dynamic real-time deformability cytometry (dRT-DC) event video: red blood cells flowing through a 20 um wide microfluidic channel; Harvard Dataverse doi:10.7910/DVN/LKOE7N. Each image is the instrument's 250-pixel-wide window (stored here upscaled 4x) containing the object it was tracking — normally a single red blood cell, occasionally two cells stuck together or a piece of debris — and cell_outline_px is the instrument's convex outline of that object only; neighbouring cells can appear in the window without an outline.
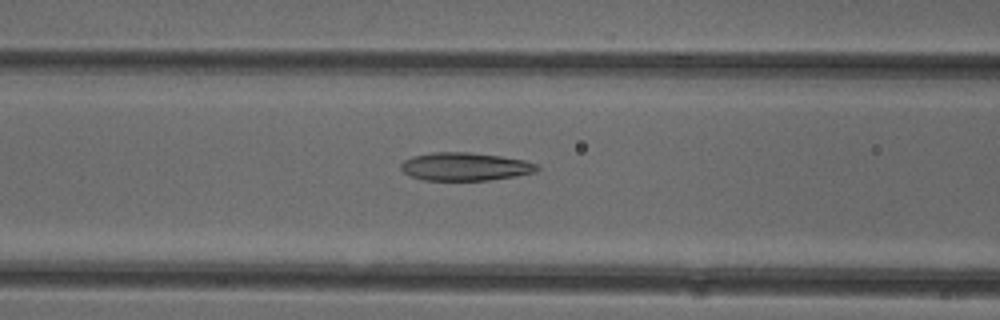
{"species": "common noctule bat (a hibernating species)", "species_latin": "Nyctalus noctula", "temperature_condition": "cold", "stored_images_in_passage": 47, "camera_frame_rate_fps": 3000, "um_per_image_px": 0.085, "animal": {"sex": "female"}, "frame": {"image": 1, "passage_image": 17, "time_ms": 5.333, "image_size_px": [1000, 320], "cell_outline_px": [[540, 168], [536, 172], [516, 176], [488, 180], [424, 180], [408, 176], [400, 168], [400, 164], [404, 160], [412, 156], [432, 152], [468, 152], [500, 156], [524, 160], [540, 164]], "centroid_in_image_um": [39.53, 14.16], "position_along_channel_um": 127.1, "area_um2": 22.48}}
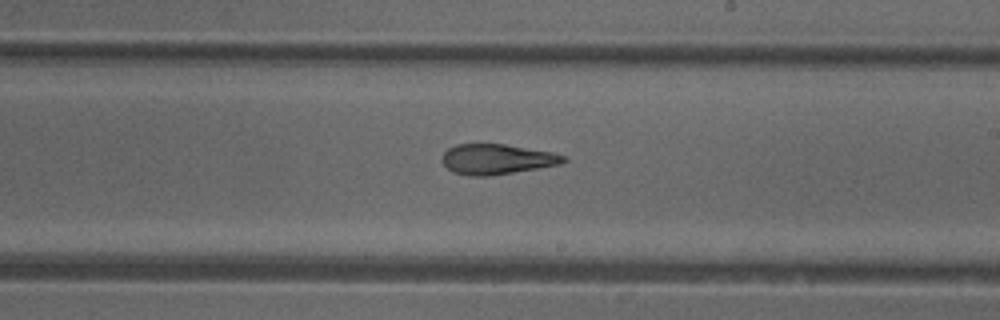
{"frame": {"image": 2, "passage_image": 26, "time_ms": 8.333, "image_size_px": [1000, 320], "cell_outline_px": [[568, 160], [560, 164], [492, 176], [472, 176], [452, 172], [440, 160], [444, 152], [448, 148], [456, 144], [504, 144], [552, 152], [564, 156]], "centroid_in_image_um": [42.2, 13.53], "position_along_channel_um": 246.8, "area_um2": 21.39}}
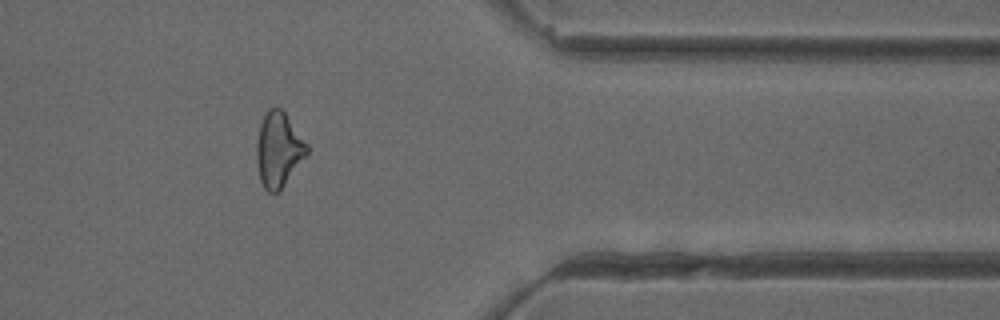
{"frame": {"image": 3, "passage_image": 38, "time_ms": 12.333, "image_size_px": [1000, 320], "cell_outline_px": [[308, 152], [280, 192], [268, 192], [264, 188], [260, 180], [256, 160], [256, 144], [260, 124], [268, 108], [280, 108], [284, 112], [308, 144]], "centroid_in_image_um": [23.66, 12.74], "position_along_channel_um": 387.7, "area_um2": 21.85}, "authors_computed_cell_mechanics": {"area_um2": 22.1952, "velocity_mm_per_s": 3.9922, "shape_relaxation_time_tau1_ms": null, "shape_relaxation_time_tau2_ms": 3.4963, "deformation_change_tau1": null, "deformation_change_tau2": 0.1433}}